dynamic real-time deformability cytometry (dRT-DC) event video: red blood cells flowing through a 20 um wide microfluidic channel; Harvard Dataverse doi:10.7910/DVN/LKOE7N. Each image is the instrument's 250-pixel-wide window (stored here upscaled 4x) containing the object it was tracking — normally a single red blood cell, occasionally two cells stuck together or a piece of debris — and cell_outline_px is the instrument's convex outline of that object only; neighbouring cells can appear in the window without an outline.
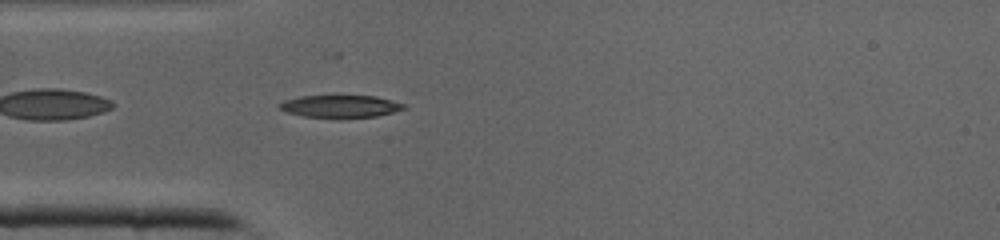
{"species": "common noctule bat (a hibernating species)", "species_latin": "Nyctalus noctula", "temperature_condition": "cold", "stored_images_in_passage": 32, "camera_frame_rate_fps": 3000, "um_per_image_px": 0.085, "animal": {"sex": "male", "body_mass_g": 19.0, "forearm_length_mm": 50.8}, "frame": {"image": 1, "passage_image": 3, "time_ms": 0.667, "image_size_px": [1000, 240], "cell_outline_px": [[408, 108], [376, 116], [336, 120], [304, 116], [288, 112], [280, 108], [276, 104], [284, 100], [300, 96], [376, 96], [404, 104]], "centroid_in_image_um": [28.91, 9.07], "position_along_channel_um": 56.1, "area_um2": 16.65}}
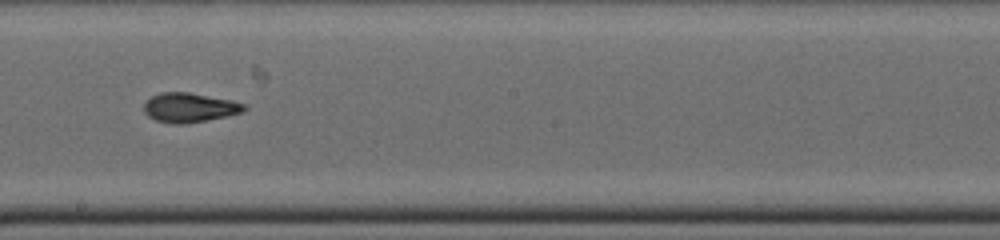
{"frame": {"image": 2, "passage_image": 14, "time_ms": 4.333, "image_size_px": [1000, 240], "cell_outline_px": [[248, 108], [244, 112], [184, 124], [176, 124], [156, 120], [148, 116], [144, 112], [144, 104], [152, 96], [160, 92], [188, 92], [232, 100], [248, 104]], "centroid_in_image_um": [16.14, 9.13], "position_along_channel_um": 232.1, "area_um2": 17.11}}
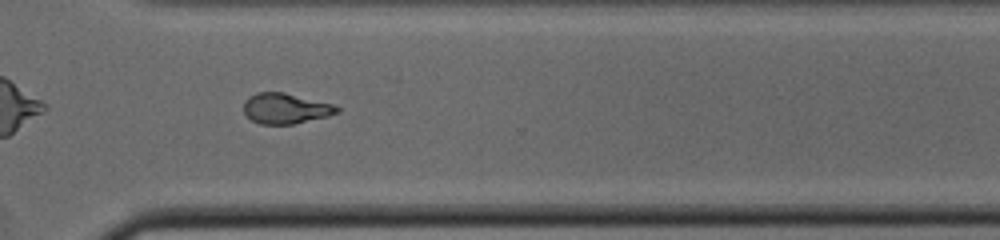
{"frame": {"image": 3, "passage_image": 21, "time_ms": 6.667, "image_size_px": [1000, 240], "cell_outline_px": [[340, 112], [328, 116], [292, 124], [260, 124], [252, 120], [244, 112], [244, 100], [248, 96], [256, 92], [284, 92], [332, 104], [340, 108]], "centroid_in_image_um": [24.26, 9.21], "position_along_channel_um": 346.3, "area_um2": 16.53}}